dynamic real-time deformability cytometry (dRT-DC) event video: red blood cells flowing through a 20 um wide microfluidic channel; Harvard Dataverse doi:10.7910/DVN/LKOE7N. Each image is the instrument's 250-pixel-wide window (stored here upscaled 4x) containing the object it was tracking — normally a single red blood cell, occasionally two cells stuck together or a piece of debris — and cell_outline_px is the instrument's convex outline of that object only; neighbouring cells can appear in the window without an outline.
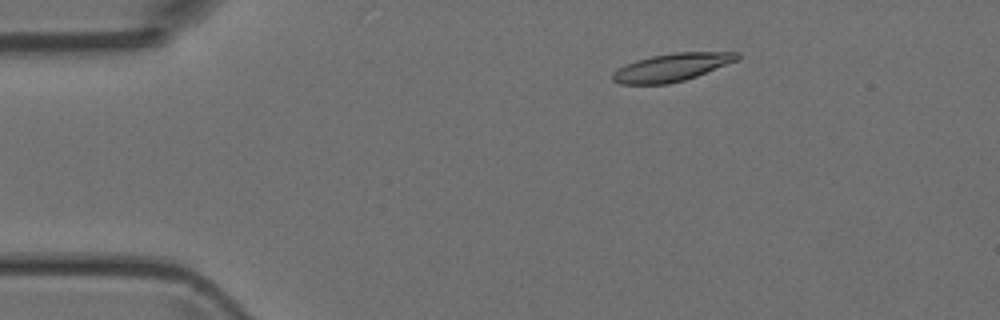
{"species": "Egyptian fruit bat (a non-hibernating species)", "species_latin": "Rousettus aegyptiacus", "temperature_condition": "room temperature", "stored_images_in_passage": 3, "camera_frame_rate_fps": 3000, "um_per_image_px": 0.085, "animal": {"sex": "female"}, "frame": {"image": 1, "passage_image": 2, "time_ms": 1.0, "image_size_px": [1000, 320], "cell_outline_px": [[740, 60], [696, 76], [684, 80], [668, 84], [620, 84], [612, 80], [612, 72], [636, 60], [652, 56], [676, 52], [740, 52]], "centroid_in_image_um": [57.15, 5.72], "position_along_channel_um": 27.9, "area_um2": 20.17}}